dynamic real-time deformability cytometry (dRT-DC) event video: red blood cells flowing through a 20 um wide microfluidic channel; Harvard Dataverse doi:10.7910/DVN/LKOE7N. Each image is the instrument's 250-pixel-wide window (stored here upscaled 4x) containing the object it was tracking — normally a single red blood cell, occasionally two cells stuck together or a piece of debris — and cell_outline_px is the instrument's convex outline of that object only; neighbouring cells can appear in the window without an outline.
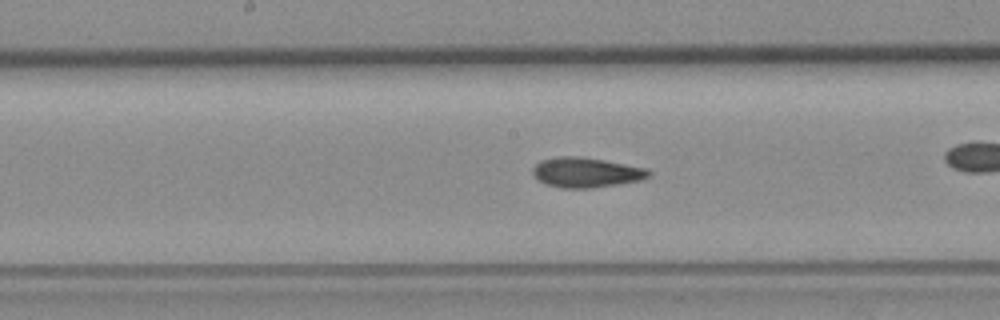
{"species": "common noctule bat (a hibernating species)", "species_latin": "Nyctalus noctula", "temperature_condition": "room temperature", "stored_images_in_passage": 30, "camera_frame_rate_fps": 3000, "um_per_image_px": 0.085, "animal": {"sex": "female", "body_mass_g": 19.3, "forearm_length_mm": 54.1}, "frame": {"image": 1, "passage_image": 14, "time_ms": 4.333, "image_size_px": [1000, 320], "cell_outline_px": [[652, 176], [644, 180], [592, 188], [560, 188], [544, 184], [532, 176], [532, 168], [540, 160], [556, 156], [576, 156], [604, 160], [648, 168], [652, 172]], "centroid_in_image_um": [49.83, 14.66], "position_along_channel_um": 198.4, "area_um2": 20.69}}